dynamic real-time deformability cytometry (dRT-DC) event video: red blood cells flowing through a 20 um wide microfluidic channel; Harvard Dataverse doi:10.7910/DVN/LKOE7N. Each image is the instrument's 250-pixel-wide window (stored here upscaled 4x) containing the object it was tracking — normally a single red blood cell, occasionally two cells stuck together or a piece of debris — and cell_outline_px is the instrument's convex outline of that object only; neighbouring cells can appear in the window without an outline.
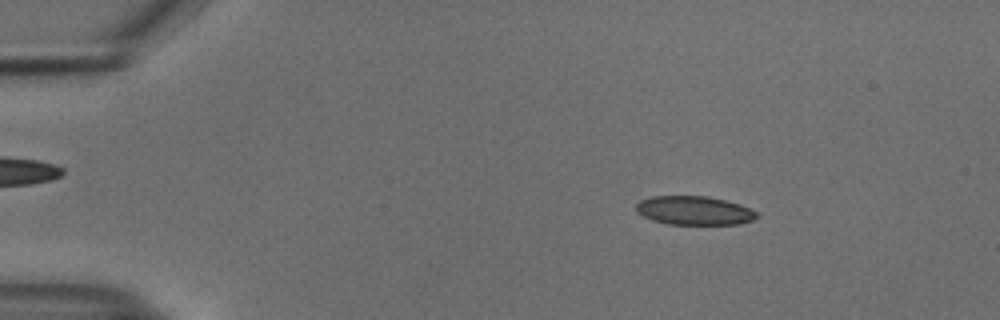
{"species": "common noctule bat (a hibernating species)", "species_latin": "Nyctalus noctula", "temperature_condition": "cold", "stored_images_in_passage": 53, "camera_frame_rate_fps": 3000, "um_per_image_px": 0.085, "animal": {"sex": "male", "body_mass_g": 18.8}, "frame": {"image": 1, "passage_image": 8, "time_ms": 2.333, "image_size_px": [1000, 320], "cell_outline_px": [[760, 216], [752, 220], [736, 224], [668, 224], [652, 220], [636, 212], [636, 204], [640, 200], [652, 196], [708, 196], [740, 204], [756, 212]], "centroid_in_image_um": [58.98, 17.89], "position_along_channel_um": 26.0, "area_um2": 20.17}}
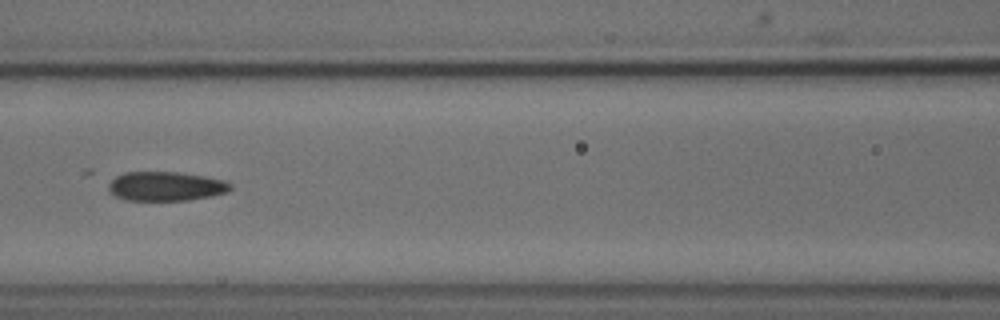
{"frame": {"image": 2, "passage_image": 24, "time_ms": 7.667, "image_size_px": [1000, 320], "cell_outline_px": [[232, 188], [228, 192], [212, 196], [188, 200], [128, 200], [116, 196], [108, 192], [108, 180], [124, 172], [180, 172], [204, 176], [224, 180], [232, 184]], "centroid_in_image_um": [14.08, 15.83], "position_along_channel_um": 152.5, "area_um2": 20.98}}
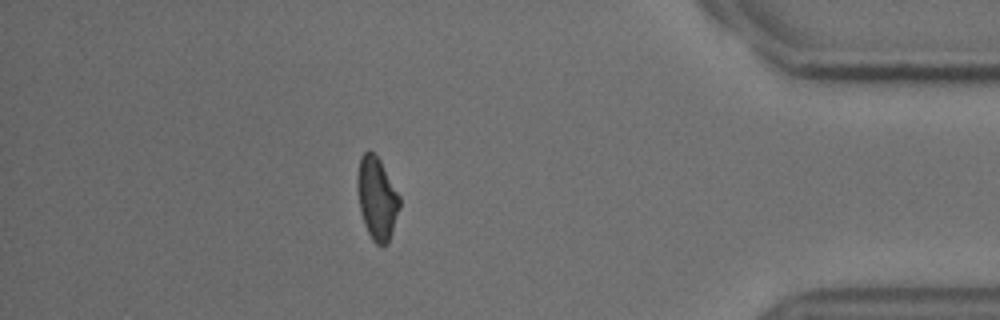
{"frame": {"image": 3, "passage_image": 47, "time_ms": 15.333, "image_size_px": [1000, 320], "cell_outline_px": [[400, 208], [388, 244], [376, 244], [372, 240], [364, 224], [360, 208], [356, 184], [356, 180], [360, 156], [364, 152], [372, 152], [380, 160], [400, 196]], "centroid_in_image_um": [32.04, 16.86], "position_along_channel_um": 403.2, "area_um2": 20.23}, "authors_computed_cell_mechanics": {"area_um2": 21.0392, "velocity_mm_per_s": 3.7552, "shape_relaxation_time_tau1_ms": null, "shape_relaxation_time_tau2_ms": 1.8578, "deformation_change_tau1": null, "deformation_change_tau2": 0.082}}